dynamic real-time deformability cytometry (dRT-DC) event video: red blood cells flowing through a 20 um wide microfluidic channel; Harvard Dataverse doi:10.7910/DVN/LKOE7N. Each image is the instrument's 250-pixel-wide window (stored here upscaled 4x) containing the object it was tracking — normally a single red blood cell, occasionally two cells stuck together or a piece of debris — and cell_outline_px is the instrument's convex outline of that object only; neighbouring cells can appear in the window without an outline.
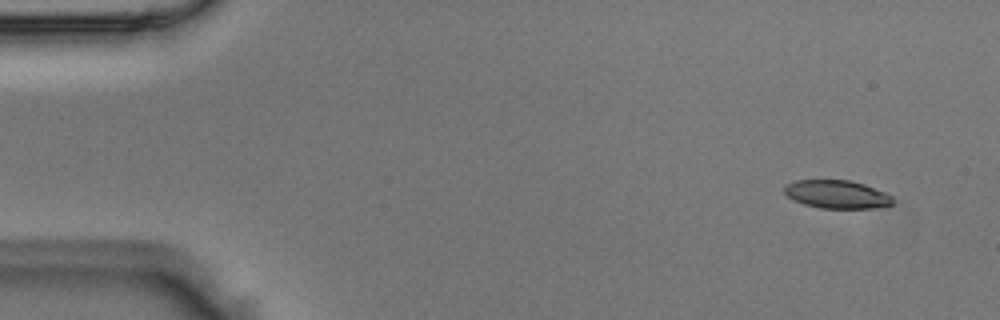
{"species": "Egyptian fruit bat (a non-hibernating species)", "species_latin": "Rousettus aegyptiacus", "temperature_condition": "room temperature", "stored_images_in_passage": 47, "camera_frame_rate_fps": 3000, "um_per_image_px": 0.085, "animal": {"sex": "male"}, "frame": {"image": 1, "passage_image": 1, "time_ms": 0.0, "image_size_px": [1000, 320], "cell_outline_px": [[892, 204], [868, 208], [820, 208], [804, 204], [792, 200], [784, 192], [784, 184], [796, 180], [848, 180], [864, 184], [884, 192], [892, 196]], "centroid_in_image_um": [71.07, 16.51], "position_along_channel_um": 13.9, "area_um2": 17.69}}
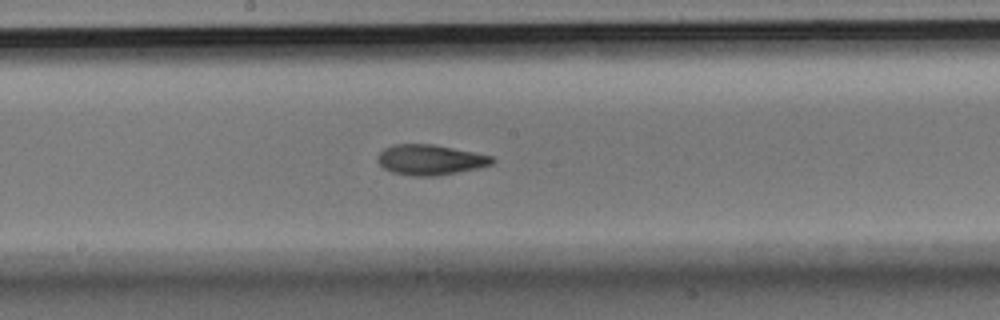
{"frame": {"image": 2, "passage_image": 24, "time_ms": 7.667, "image_size_px": [1000, 320], "cell_outline_px": [[496, 160], [492, 164], [476, 168], [436, 176], [412, 176], [392, 172], [384, 168], [376, 160], [380, 152], [384, 148], [392, 144], [432, 144], [492, 156]], "centroid_in_image_um": [36.53, 13.58], "position_along_channel_um": 211.7, "area_um2": 20.06}}
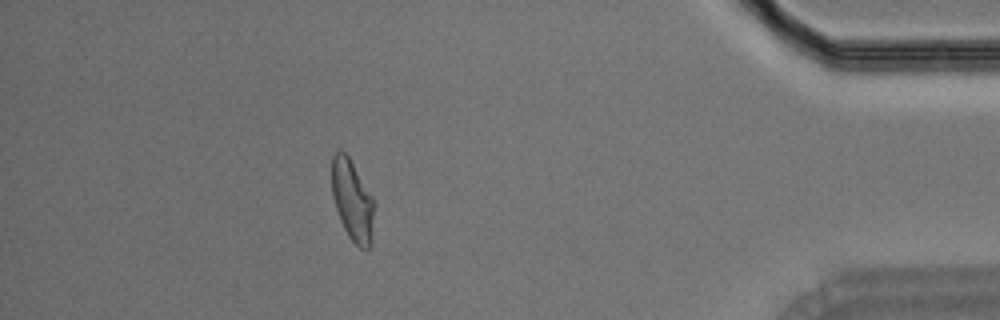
{"frame": {"image": 3, "passage_image": 42, "time_ms": 13.667, "image_size_px": [1000, 320], "cell_outline_px": [[372, 244], [368, 248], [360, 248], [348, 236], [340, 220], [332, 196], [332, 156], [340, 148], [348, 156], [372, 196]], "centroid_in_image_um": [29.92, 17.02], "position_along_channel_um": 405.3, "area_um2": 19.54}}